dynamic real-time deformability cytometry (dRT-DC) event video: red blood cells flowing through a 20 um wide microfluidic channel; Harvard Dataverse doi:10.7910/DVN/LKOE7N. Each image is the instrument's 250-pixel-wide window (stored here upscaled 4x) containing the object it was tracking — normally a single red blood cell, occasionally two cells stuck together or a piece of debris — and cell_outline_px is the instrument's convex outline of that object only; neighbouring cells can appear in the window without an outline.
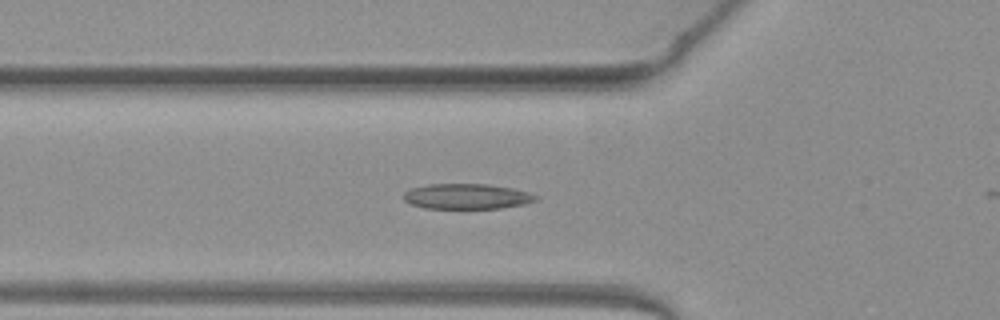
{"species": "common noctule bat (a hibernating species)", "species_latin": "Nyctalus noctula", "temperature_condition": "warm", "stored_images_in_passage": 18, "camera_frame_rate_fps": 3000, "um_per_image_px": 0.085, "animal": {"sex": "female", "body_mass_g": 19.3, "forearm_length_mm": 54.1}, "frame": {"image": 1, "passage_image": 17, "time_ms": 5.333, "image_size_px": [1000, 320], "cell_outline_px": [[540, 196], [536, 200], [524, 204], [500, 208], [424, 208], [412, 204], [404, 200], [404, 192], [412, 188], [428, 184], [488, 184], [512, 188], [528, 192]], "centroid_in_image_um": [39.7, 16.69], "position_along_channel_um": 86.1, "area_um2": 19.42}}